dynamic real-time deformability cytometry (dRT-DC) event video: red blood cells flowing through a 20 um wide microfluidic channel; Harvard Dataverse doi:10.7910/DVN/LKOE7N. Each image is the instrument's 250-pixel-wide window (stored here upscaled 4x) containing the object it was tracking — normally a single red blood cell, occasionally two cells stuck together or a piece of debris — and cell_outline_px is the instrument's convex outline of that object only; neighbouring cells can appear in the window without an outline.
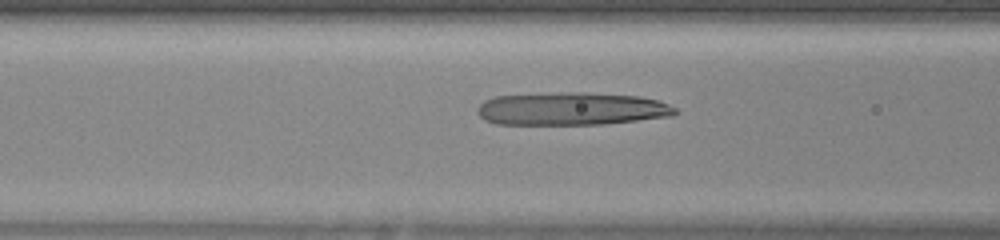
{"species": "human", "species_latin": "Homo sapiens", "temperature_condition": "warm", "stored_images_in_passage": 48, "camera_frame_rate_fps": 3000, "um_per_image_px": 0.085, "donor": {"sex": "female"}, "frame": {"image": 1, "passage_image": 20, "time_ms": 6.333, "image_size_px": [1000, 240], "cell_outline_px": [[676, 112], [672, 116], [604, 124], [496, 124], [484, 120], [476, 112], [476, 108], [484, 100], [496, 96], [560, 92], [584, 92], [640, 96], [656, 100], [668, 104], [676, 108]], "centroid_in_image_um": [48.54, 9.24], "position_along_channel_um": 118.1, "area_um2": 38.03}}
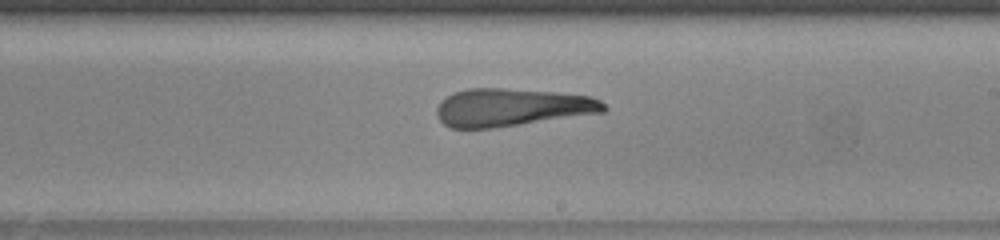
{"frame": {"image": 2, "passage_image": 29, "time_ms": 9.333, "image_size_px": [1000, 240], "cell_outline_px": [[608, 108], [604, 112], [492, 128], [452, 128], [444, 124], [436, 116], [436, 108], [440, 100], [452, 92], [468, 88], [500, 88], [556, 92], [592, 96], [600, 100]], "centroid_in_image_um": [43.46, 9.11], "position_along_channel_um": 245.5, "area_um2": 36.88}}
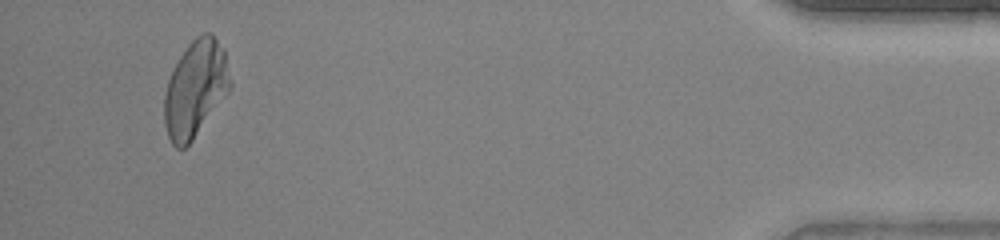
{"frame": {"image": 3, "passage_image": 46, "time_ms": 15.0, "image_size_px": [1000, 240], "cell_outline_px": [[232, 88], [192, 140], [184, 148], [176, 148], [172, 144], [168, 136], [164, 124], [164, 96], [168, 80], [172, 68], [188, 44], [196, 36], [204, 32], [212, 32], [224, 48], [232, 80]], "centroid_in_image_um": [16.62, 7.51], "position_along_channel_um": 418.6, "area_um2": 37.4}, "authors_computed_cell_mechanics": {"area_um2": 37.5411, "velocity_mm_per_s": 4.2634, "shape_relaxation_time_tau1_ms": 9.8503, "shape_relaxation_time_tau2_ms": 2.4716, "deformation_change_tau1": 0.3818, "deformation_change_tau2": 0.1602}}